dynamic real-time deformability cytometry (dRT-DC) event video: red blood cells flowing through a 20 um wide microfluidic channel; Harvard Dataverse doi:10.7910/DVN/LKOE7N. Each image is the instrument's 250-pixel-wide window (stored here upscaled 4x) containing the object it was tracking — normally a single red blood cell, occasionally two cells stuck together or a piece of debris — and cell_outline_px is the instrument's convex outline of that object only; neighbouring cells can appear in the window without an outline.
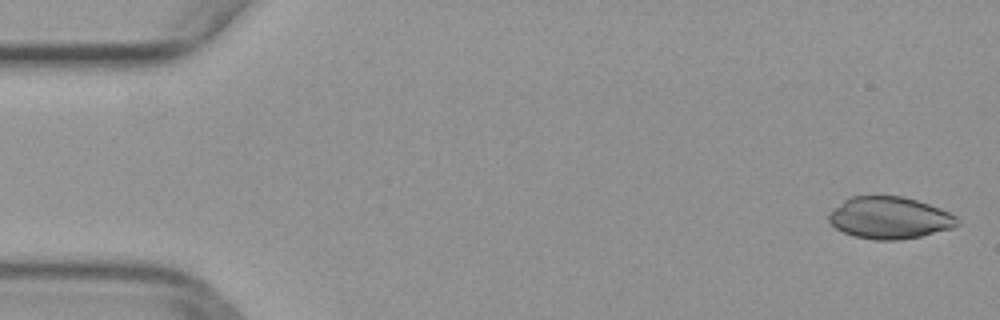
{"species": "common noctule bat (a hibernating species)", "species_latin": "Nyctalus noctula", "temperature_condition": "warm", "stored_images_in_passage": 50, "camera_frame_rate_fps": 3000, "um_per_image_px": 0.085, "animal": {"sex": "female", "body_mass_g": 29.2, "forearm_length_mm": 56.3}, "frame": {"image": 1, "passage_image": 1, "time_ms": 0.0, "image_size_px": [1000, 320], "cell_outline_px": [[960, 224], [952, 228], [920, 236], [896, 240], [876, 240], [852, 236], [836, 228], [828, 220], [828, 212], [832, 208], [844, 200], [852, 196], [904, 196], [940, 208], [956, 216], [960, 220]], "centroid_in_image_um": [75.6, 18.51], "position_along_channel_um": 9.4, "area_um2": 31.5}}
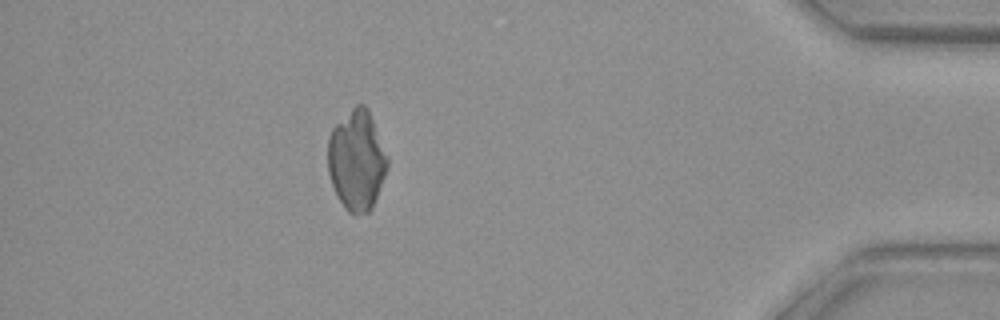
{"frame": {"image": 2, "passage_image": 44, "time_ms": 14.333, "image_size_px": [1000, 320], "cell_outline_px": [[388, 168], [372, 208], [368, 212], [356, 216], [352, 216], [344, 208], [332, 184], [328, 172], [328, 136], [332, 128], [356, 104], [364, 104], [368, 108], [388, 156]], "centroid_in_image_um": [30.33, 13.64], "position_along_channel_um": 404.9, "area_um2": 34.91}}